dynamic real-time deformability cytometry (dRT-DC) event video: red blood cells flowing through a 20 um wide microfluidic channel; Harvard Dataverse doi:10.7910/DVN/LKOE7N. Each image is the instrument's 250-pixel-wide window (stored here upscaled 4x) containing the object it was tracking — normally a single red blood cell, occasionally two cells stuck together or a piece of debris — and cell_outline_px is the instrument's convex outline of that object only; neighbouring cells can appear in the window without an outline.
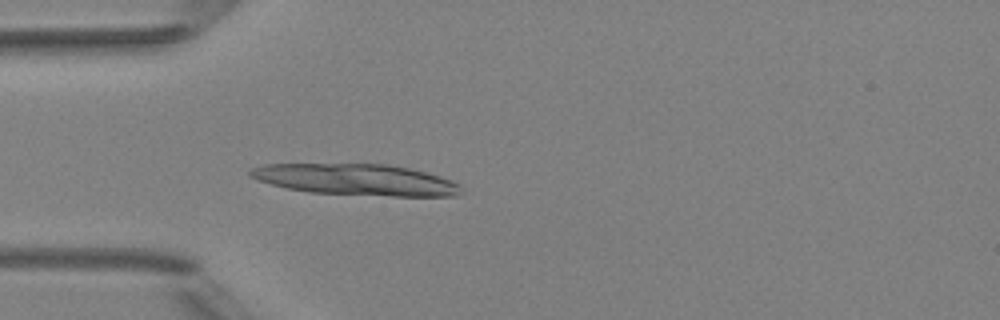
{"species": "Egyptian fruit bat (a non-hibernating species)", "species_latin": "Rousettus aegyptiacus", "temperature_condition": "room temperature", "stored_images_in_passage": 3, "camera_frame_rate_fps": 3000, "um_per_image_px": 0.085, "animal": {"sex": "female"}, "frame": {"image": 1, "passage_image": 3, "time_ms": 2.333, "image_size_px": [1000, 320], "cell_outline_px": [[464, 192], [460, 196], [392, 196], [308, 192], [288, 188], [256, 180], [248, 176], [248, 172], [252, 168], [264, 164], [388, 164], [408, 168], [440, 176], [452, 180], [460, 184]], "centroid_in_image_um": [30.3, 15.27], "position_along_channel_um": 54.7, "area_um2": 38.55}}